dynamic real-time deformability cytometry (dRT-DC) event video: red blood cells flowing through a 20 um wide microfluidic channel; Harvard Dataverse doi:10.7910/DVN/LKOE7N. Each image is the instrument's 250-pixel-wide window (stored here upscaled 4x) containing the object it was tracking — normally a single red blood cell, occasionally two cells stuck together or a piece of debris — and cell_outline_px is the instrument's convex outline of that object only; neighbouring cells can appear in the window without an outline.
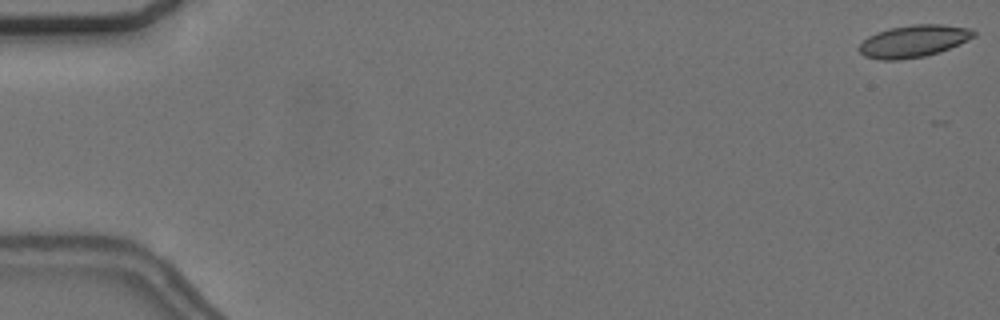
{"species": "common noctule bat (a hibernating species)", "species_latin": "Nyctalus noctula", "temperature_condition": "cold", "stored_images_in_passage": 5, "camera_frame_rate_fps": 3000, "um_per_image_px": 0.085, "animal": {"sex": "female", "body_mass_g": 24.6, "forearm_length_mm": 56.2}, "frame": {"image": 1, "passage_image": 1, "time_ms": 0.0, "image_size_px": [1000, 320], "cell_outline_px": [[976, 36], [960, 44], [940, 52], [924, 56], [900, 60], [880, 60], [864, 56], [856, 48], [868, 36], [876, 32], [888, 28], [912, 24], [944, 24], [972, 28], [976, 32]], "centroid_in_image_um": [77.66, 3.49], "position_along_channel_um": 7.3, "area_um2": 21.85}}